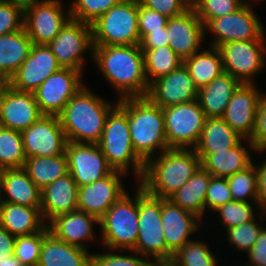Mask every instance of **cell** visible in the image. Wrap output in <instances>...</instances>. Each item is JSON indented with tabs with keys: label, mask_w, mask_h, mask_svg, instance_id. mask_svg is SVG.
Segmentation results:
<instances>
[{
	"label": "cell",
	"mask_w": 266,
	"mask_h": 266,
	"mask_svg": "<svg viewBox=\"0 0 266 266\" xmlns=\"http://www.w3.org/2000/svg\"><path fill=\"white\" fill-rule=\"evenodd\" d=\"M183 65L198 89L207 86L224 73L221 53L214 46L204 47L195 52L191 57L183 60Z\"/></svg>",
	"instance_id": "cell-34"
},
{
	"label": "cell",
	"mask_w": 266,
	"mask_h": 266,
	"mask_svg": "<svg viewBox=\"0 0 266 266\" xmlns=\"http://www.w3.org/2000/svg\"><path fill=\"white\" fill-rule=\"evenodd\" d=\"M7 84L8 82L6 81V79L0 74V93Z\"/></svg>",
	"instance_id": "cell-57"
},
{
	"label": "cell",
	"mask_w": 266,
	"mask_h": 266,
	"mask_svg": "<svg viewBox=\"0 0 266 266\" xmlns=\"http://www.w3.org/2000/svg\"><path fill=\"white\" fill-rule=\"evenodd\" d=\"M199 89L182 65L149 85L147 97L161 108L197 100Z\"/></svg>",
	"instance_id": "cell-22"
},
{
	"label": "cell",
	"mask_w": 266,
	"mask_h": 266,
	"mask_svg": "<svg viewBox=\"0 0 266 266\" xmlns=\"http://www.w3.org/2000/svg\"><path fill=\"white\" fill-rule=\"evenodd\" d=\"M26 159L21 132L0 126V168H22Z\"/></svg>",
	"instance_id": "cell-38"
},
{
	"label": "cell",
	"mask_w": 266,
	"mask_h": 266,
	"mask_svg": "<svg viewBox=\"0 0 266 266\" xmlns=\"http://www.w3.org/2000/svg\"><path fill=\"white\" fill-rule=\"evenodd\" d=\"M84 73L61 68L51 74L33 93L43 115L59 116L68 101L83 87Z\"/></svg>",
	"instance_id": "cell-14"
},
{
	"label": "cell",
	"mask_w": 266,
	"mask_h": 266,
	"mask_svg": "<svg viewBox=\"0 0 266 266\" xmlns=\"http://www.w3.org/2000/svg\"><path fill=\"white\" fill-rule=\"evenodd\" d=\"M16 237L0 225V261L14 255Z\"/></svg>",
	"instance_id": "cell-54"
},
{
	"label": "cell",
	"mask_w": 266,
	"mask_h": 266,
	"mask_svg": "<svg viewBox=\"0 0 266 266\" xmlns=\"http://www.w3.org/2000/svg\"><path fill=\"white\" fill-rule=\"evenodd\" d=\"M169 47L182 59L191 57L203 47L205 25L191 6L183 14L168 18L166 24Z\"/></svg>",
	"instance_id": "cell-19"
},
{
	"label": "cell",
	"mask_w": 266,
	"mask_h": 266,
	"mask_svg": "<svg viewBox=\"0 0 266 266\" xmlns=\"http://www.w3.org/2000/svg\"><path fill=\"white\" fill-rule=\"evenodd\" d=\"M62 0H40L24 11L23 27L33 44L48 45L71 19Z\"/></svg>",
	"instance_id": "cell-13"
},
{
	"label": "cell",
	"mask_w": 266,
	"mask_h": 266,
	"mask_svg": "<svg viewBox=\"0 0 266 266\" xmlns=\"http://www.w3.org/2000/svg\"><path fill=\"white\" fill-rule=\"evenodd\" d=\"M4 169L0 168V203H1V186H2V176Z\"/></svg>",
	"instance_id": "cell-59"
},
{
	"label": "cell",
	"mask_w": 266,
	"mask_h": 266,
	"mask_svg": "<svg viewBox=\"0 0 266 266\" xmlns=\"http://www.w3.org/2000/svg\"><path fill=\"white\" fill-rule=\"evenodd\" d=\"M139 2L151 10H154L167 18L183 14L191 7V0H139Z\"/></svg>",
	"instance_id": "cell-50"
},
{
	"label": "cell",
	"mask_w": 266,
	"mask_h": 266,
	"mask_svg": "<svg viewBox=\"0 0 266 266\" xmlns=\"http://www.w3.org/2000/svg\"><path fill=\"white\" fill-rule=\"evenodd\" d=\"M243 5L241 0H193L191 2V6L204 25L212 19L237 11Z\"/></svg>",
	"instance_id": "cell-44"
},
{
	"label": "cell",
	"mask_w": 266,
	"mask_h": 266,
	"mask_svg": "<svg viewBox=\"0 0 266 266\" xmlns=\"http://www.w3.org/2000/svg\"><path fill=\"white\" fill-rule=\"evenodd\" d=\"M49 232L46 225L35 234L16 237L14 255L24 266H38L43 239Z\"/></svg>",
	"instance_id": "cell-42"
},
{
	"label": "cell",
	"mask_w": 266,
	"mask_h": 266,
	"mask_svg": "<svg viewBox=\"0 0 266 266\" xmlns=\"http://www.w3.org/2000/svg\"><path fill=\"white\" fill-rule=\"evenodd\" d=\"M162 226L164 239L168 247V263L174 254L186 243L194 240L193 233H197L202 221L197 215L181 209L169 199H162Z\"/></svg>",
	"instance_id": "cell-21"
},
{
	"label": "cell",
	"mask_w": 266,
	"mask_h": 266,
	"mask_svg": "<svg viewBox=\"0 0 266 266\" xmlns=\"http://www.w3.org/2000/svg\"><path fill=\"white\" fill-rule=\"evenodd\" d=\"M141 50L144 54L145 74L149 85L183 65V60L169 46Z\"/></svg>",
	"instance_id": "cell-36"
},
{
	"label": "cell",
	"mask_w": 266,
	"mask_h": 266,
	"mask_svg": "<svg viewBox=\"0 0 266 266\" xmlns=\"http://www.w3.org/2000/svg\"><path fill=\"white\" fill-rule=\"evenodd\" d=\"M78 186L68 172L41 190V214L48 224L56 216L77 208Z\"/></svg>",
	"instance_id": "cell-26"
},
{
	"label": "cell",
	"mask_w": 266,
	"mask_h": 266,
	"mask_svg": "<svg viewBox=\"0 0 266 266\" xmlns=\"http://www.w3.org/2000/svg\"><path fill=\"white\" fill-rule=\"evenodd\" d=\"M212 175L200 166L190 180L185 183L169 200L181 209L187 210L202 219L206 212V192Z\"/></svg>",
	"instance_id": "cell-32"
},
{
	"label": "cell",
	"mask_w": 266,
	"mask_h": 266,
	"mask_svg": "<svg viewBox=\"0 0 266 266\" xmlns=\"http://www.w3.org/2000/svg\"><path fill=\"white\" fill-rule=\"evenodd\" d=\"M0 225L13 236H27L41 231L47 224L40 207H27L1 201Z\"/></svg>",
	"instance_id": "cell-28"
},
{
	"label": "cell",
	"mask_w": 266,
	"mask_h": 266,
	"mask_svg": "<svg viewBox=\"0 0 266 266\" xmlns=\"http://www.w3.org/2000/svg\"><path fill=\"white\" fill-rule=\"evenodd\" d=\"M200 166L201 160L194 149L170 148L145 163L138 183L151 196L169 199Z\"/></svg>",
	"instance_id": "cell-3"
},
{
	"label": "cell",
	"mask_w": 266,
	"mask_h": 266,
	"mask_svg": "<svg viewBox=\"0 0 266 266\" xmlns=\"http://www.w3.org/2000/svg\"><path fill=\"white\" fill-rule=\"evenodd\" d=\"M241 84L239 80L224 72L199 89L197 101L205 117H222L230 98Z\"/></svg>",
	"instance_id": "cell-29"
},
{
	"label": "cell",
	"mask_w": 266,
	"mask_h": 266,
	"mask_svg": "<svg viewBox=\"0 0 266 266\" xmlns=\"http://www.w3.org/2000/svg\"><path fill=\"white\" fill-rule=\"evenodd\" d=\"M230 201H233V198L227 178L212 176L205 197L206 212H213Z\"/></svg>",
	"instance_id": "cell-46"
},
{
	"label": "cell",
	"mask_w": 266,
	"mask_h": 266,
	"mask_svg": "<svg viewBox=\"0 0 266 266\" xmlns=\"http://www.w3.org/2000/svg\"><path fill=\"white\" fill-rule=\"evenodd\" d=\"M23 168L30 179L42 190L68 173L67 157L65 153L55 157L34 156L25 160Z\"/></svg>",
	"instance_id": "cell-35"
},
{
	"label": "cell",
	"mask_w": 266,
	"mask_h": 266,
	"mask_svg": "<svg viewBox=\"0 0 266 266\" xmlns=\"http://www.w3.org/2000/svg\"><path fill=\"white\" fill-rule=\"evenodd\" d=\"M243 5L237 11L210 20L205 34L213 37L208 46L219 47L224 43L250 40H266L265 28L253 8Z\"/></svg>",
	"instance_id": "cell-9"
},
{
	"label": "cell",
	"mask_w": 266,
	"mask_h": 266,
	"mask_svg": "<svg viewBox=\"0 0 266 266\" xmlns=\"http://www.w3.org/2000/svg\"><path fill=\"white\" fill-rule=\"evenodd\" d=\"M42 116L33 93L15 90L8 84L1 91V127L23 132Z\"/></svg>",
	"instance_id": "cell-20"
},
{
	"label": "cell",
	"mask_w": 266,
	"mask_h": 266,
	"mask_svg": "<svg viewBox=\"0 0 266 266\" xmlns=\"http://www.w3.org/2000/svg\"><path fill=\"white\" fill-rule=\"evenodd\" d=\"M105 81L111 84L118 100L146 97L149 83L145 74L144 54L138 45L93 46L91 60Z\"/></svg>",
	"instance_id": "cell-1"
},
{
	"label": "cell",
	"mask_w": 266,
	"mask_h": 266,
	"mask_svg": "<svg viewBox=\"0 0 266 266\" xmlns=\"http://www.w3.org/2000/svg\"><path fill=\"white\" fill-rule=\"evenodd\" d=\"M0 266H24V265L15 255H12L8 259L0 261Z\"/></svg>",
	"instance_id": "cell-56"
},
{
	"label": "cell",
	"mask_w": 266,
	"mask_h": 266,
	"mask_svg": "<svg viewBox=\"0 0 266 266\" xmlns=\"http://www.w3.org/2000/svg\"><path fill=\"white\" fill-rule=\"evenodd\" d=\"M49 231L57 239L69 245L80 247L88 251V242L96 238L95 225L99 220L80 210L61 214L52 219L48 224Z\"/></svg>",
	"instance_id": "cell-24"
},
{
	"label": "cell",
	"mask_w": 266,
	"mask_h": 266,
	"mask_svg": "<svg viewBox=\"0 0 266 266\" xmlns=\"http://www.w3.org/2000/svg\"><path fill=\"white\" fill-rule=\"evenodd\" d=\"M21 134L26 158L55 157L65 153L67 139L59 116L43 115Z\"/></svg>",
	"instance_id": "cell-15"
},
{
	"label": "cell",
	"mask_w": 266,
	"mask_h": 266,
	"mask_svg": "<svg viewBox=\"0 0 266 266\" xmlns=\"http://www.w3.org/2000/svg\"><path fill=\"white\" fill-rule=\"evenodd\" d=\"M226 178L234 201L258 202L256 169L253 164Z\"/></svg>",
	"instance_id": "cell-41"
},
{
	"label": "cell",
	"mask_w": 266,
	"mask_h": 266,
	"mask_svg": "<svg viewBox=\"0 0 266 266\" xmlns=\"http://www.w3.org/2000/svg\"><path fill=\"white\" fill-rule=\"evenodd\" d=\"M109 165L116 171L129 175L139 182L144 174L145 162L136 154L131 143L128 123V98L118 100L109 113L103 133L97 143ZM132 169V172L130 171Z\"/></svg>",
	"instance_id": "cell-4"
},
{
	"label": "cell",
	"mask_w": 266,
	"mask_h": 266,
	"mask_svg": "<svg viewBox=\"0 0 266 266\" xmlns=\"http://www.w3.org/2000/svg\"><path fill=\"white\" fill-rule=\"evenodd\" d=\"M104 253H92V266H152L154 263L134 251H126L122 254L120 250H108ZM131 252V253H130Z\"/></svg>",
	"instance_id": "cell-45"
},
{
	"label": "cell",
	"mask_w": 266,
	"mask_h": 266,
	"mask_svg": "<svg viewBox=\"0 0 266 266\" xmlns=\"http://www.w3.org/2000/svg\"><path fill=\"white\" fill-rule=\"evenodd\" d=\"M65 154L68 172L78 187L91 184L114 171L97 144L67 142Z\"/></svg>",
	"instance_id": "cell-16"
},
{
	"label": "cell",
	"mask_w": 266,
	"mask_h": 266,
	"mask_svg": "<svg viewBox=\"0 0 266 266\" xmlns=\"http://www.w3.org/2000/svg\"><path fill=\"white\" fill-rule=\"evenodd\" d=\"M1 201L27 207H41V190L23 167L4 169Z\"/></svg>",
	"instance_id": "cell-27"
},
{
	"label": "cell",
	"mask_w": 266,
	"mask_h": 266,
	"mask_svg": "<svg viewBox=\"0 0 266 266\" xmlns=\"http://www.w3.org/2000/svg\"><path fill=\"white\" fill-rule=\"evenodd\" d=\"M62 68L84 72L85 53L93 59L92 28L88 23L70 19L48 44Z\"/></svg>",
	"instance_id": "cell-12"
},
{
	"label": "cell",
	"mask_w": 266,
	"mask_h": 266,
	"mask_svg": "<svg viewBox=\"0 0 266 266\" xmlns=\"http://www.w3.org/2000/svg\"><path fill=\"white\" fill-rule=\"evenodd\" d=\"M258 216L252 221L226 230V240L229 242L230 246H234L235 250L247 252L254 246L261 230L265 227L263 225H265L266 211L259 212Z\"/></svg>",
	"instance_id": "cell-39"
},
{
	"label": "cell",
	"mask_w": 266,
	"mask_h": 266,
	"mask_svg": "<svg viewBox=\"0 0 266 266\" xmlns=\"http://www.w3.org/2000/svg\"><path fill=\"white\" fill-rule=\"evenodd\" d=\"M32 46L24 27L0 36V74L7 82L29 56Z\"/></svg>",
	"instance_id": "cell-31"
},
{
	"label": "cell",
	"mask_w": 266,
	"mask_h": 266,
	"mask_svg": "<svg viewBox=\"0 0 266 266\" xmlns=\"http://www.w3.org/2000/svg\"><path fill=\"white\" fill-rule=\"evenodd\" d=\"M116 100H104L83 85L59 115L67 142L97 144L109 113L118 105Z\"/></svg>",
	"instance_id": "cell-2"
},
{
	"label": "cell",
	"mask_w": 266,
	"mask_h": 266,
	"mask_svg": "<svg viewBox=\"0 0 266 266\" xmlns=\"http://www.w3.org/2000/svg\"><path fill=\"white\" fill-rule=\"evenodd\" d=\"M248 266H266V226L261 230L254 246L246 252Z\"/></svg>",
	"instance_id": "cell-51"
},
{
	"label": "cell",
	"mask_w": 266,
	"mask_h": 266,
	"mask_svg": "<svg viewBox=\"0 0 266 266\" xmlns=\"http://www.w3.org/2000/svg\"><path fill=\"white\" fill-rule=\"evenodd\" d=\"M168 34L166 26L161 30L152 31L145 35L139 43L140 49H155L162 46H168Z\"/></svg>",
	"instance_id": "cell-53"
},
{
	"label": "cell",
	"mask_w": 266,
	"mask_h": 266,
	"mask_svg": "<svg viewBox=\"0 0 266 266\" xmlns=\"http://www.w3.org/2000/svg\"><path fill=\"white\" fill-rule=\"evenodd\" d=\"M243 137L234 131L222 117L206 118L194 150L196 153H215L236 146Z\"/></svg>",
	"instance_id": "cell-33"
},
{
	"label": "cell",
	"mask_w": 266,
	"mask_h": 266,
	"mask_svg": "<svg viewBox=\"0 0 266 266\" xmlns=\"http://www.w3.org/2000/svg\"><path fill=\"white\" fill-rule=\"evenodd\" d=\"M254 206H256L257 209ZM261 211L262 210L259 208L258 202H240L233 200L218 207L213 211V213H217L219 215L217 216L221 221L219 223L225 227L224 231H226L232 227L252 221Z\"/></svg>",
	"instance_id": "cell-40"
},
{
	"label": "cell",
	"mask_w": 266,
	"mask_h": 266,
	"mask_svg": "<svg viewBox=\"0 0 266 266\" xmlns=\"http://www.w3.org/2000/svg\"><path fill=\"white\" fill-rule=\"evenodd\" d=\"M138 184V237L132 250L153 263H168V247L162 226V199L151 196Z\"/></svg>",
	"instance_id": "cell-7"
},
{
	"label": "cell",
	"mask_w": 266,
	"mask_h": 266,
	"mask_svg": "<svg viewBox=\"0 0 266 266\" xmlns=\"http://www.w3.org/2000/svg\"><path fill=\"white\" fill-rule=\"evenodd\" d=\"M251 150L253 153H258L254 145L248 139L243 138L236 146L228 150L196 154L201 160V166L213 177L226 178L252 165L255 159H252Z\"/></svg>",
	"instance_id": "cell-25"
},
{
	"label": "cell",
	"mask_w": 266,
	"mask_h": 266,
	"mask_svg": "<svg viewBox=\"0 0 266 266\" xmlns=\"http://www.w3.org/2000/svg\"><path fill=\"white\" fill-rule=\"evenodd\" d=\"M259 153L266 151V93L261 91L255 117V127L248 139Z\"/></svg>",
	"instance_id": "cell-48"
},
{
	"label": "cell",
	"mask_w": 266,
	"mask_h": 266,
	"mask_svg": "<svg viewBox=\"0 0 266 266\" xmlns=\"http://www.w3.org/2000/svg\"><path fill=\"white\" fill-rule=\"evenodd\" d=\"M168 18L154 10L144 7L138 0V30L140 40L152 31L161 30Z\"/></svg>",
	"instance_id": "cell-49"
},
{
	"label": "cell",
	"mask_w": 266,
	"mask_h": 266,
	"mask_svg": "<svg viewBox=\"0 0 266 266\" xmlns=\"http://www.w3.org/2000/svg\"><path fill=\"white\" fill-rule=\"evenodd\" d=\"M162 109L168 147L194 149L206 119L198 101L194 100Z\"/></svg>",
	"instance_id": "cell-10"
},
{
	"label": "cell",
	"mask_w": 266,
	"mask_h": 266,
	"mask_svg": "<svg viewBox=\"0 0 266 266\" xmlns=\"http://www.w3.org/2000/svg\"><path fill=\"white\" fill-rule=\"evenodd\" d=\"M128 123L133 149L145 163L158 153L170 149L165 134L163 109L147 96L128 98Z\"/></svg>",
	"instance_id": "cell-5"
},
{
	"label": "cell",
	"mask_w": 266,
	"mask_h": 266,
	"mask_svg": "<svg viewBox=\"0 0 266 266\" xmlns=\"http://www.w3.org/2000/svg\"><path fill=\"white\" fill-rule=\"evenodd\" d=\"M61 68L48 45L33 44L29 56L9 79L8 85L18 91L34 93L51 74Z\"/></svg>",
	"instance_id": "cell-18"
},
{
	"label": "cell",
	"mask_w": 266,
	"mask_h": 266,
	"mask_svg": "<svg viewBox=\"0 0 266 266\" xmlns=\"http://www.w3.org/2000/svg\"><path fill=\"white\" fill-rule=\"evenodd\" d=\"M38 266H92V252L69 245L49 232L43 239Z\"/></svg>",
	"instance_id": "cell-30"
},
{
	"label": "cell",
	"mask_w": 266,
	"mask_h": 266,
	"mask_svg": "<svg viewBox=\"0 0 266 266\" xmlns=\"http://www.w3.org/2000/svg\"><path fill=\"white\" fill-rule=\"evenodd\" d=\"M91 28L93 46L138 45V0H121Z\"/></svg>",
	"instance_id": "cell-8"
},
{
	"label": "cell",
	"mask_w": 266,
	"mask_h": 266,
	"mask_svg": "<svg viewBox=\"0 0 266 266\" xmlns=\"http://www.w3.org/2000/svg\"><path fill=\"white\" fill-rule=\"evenodd\" d=\"M197 239L186 243L173 256L172 266H218L219 260L215 252L209 248V243Z\"/></svg>",
	"instance_id": "cell-37"
},
{
	"label": "cell",
	"mask_w": 266,
	"mask_h": 266,
	"mask_svg": "<svg viewBox=\"0 0 266 266\" xmlns=\"http://www.w3.org/2000/svg\"><path fill=\"white\" fill-rule=\"evenodd\" d=\"M5 2L11 3L12 5L20 8L23 12L31 8L40 0H3Z\"/></svg>",
	"instance_id": "cell-55"
},
{
	"label": "cell",
	"mask_w": 266,
	"mask_h": 266,
	"mask_svg": "<svg viewBox=\"0 0 266 266\" xmlns=\"http://www.w3.org/2000/svg\"><path fill=\"white\" fill-rule=\"evenodd\" d=\"M125 176L128 175L114 170L100 180L78 187V210L93 215L100 220L108 209L127 192L121 179Z\"/></svg>",
	"instance_id": "cell-17"
},
{
	"label": "cell",
	"mask_w": 266,
	"mask_h": 266,
	"mask_svg": "<svg viewBox=\"0 0 266 266\" xmlns=\"http://www.w3.org/2000/svg\"><path fill=\"white\" fill-rule=\"evenodd\" d=\"M121 0H74L71 2V19L92 24Z\"/></svg>",
	"instance_id": "cell-43"
},
{
	"label": "cell",
	"mask_w": 266,
	"mask_h": 266,
	"mask_svg": "<svg viewBox=\"0 0 266 266\" xmlns=\"http://www.w3.org/2000/svg\"><path fill=\"white\" fill-rule=\"evenodd\" d=\"M260 161V164H255L254 168L256 169V183H257V198L258 205L262 211H266V159ZM262 162V163H261Z\"/></svg>",
	"instance_id": "cell-52"
},
{
	"label": "cell",
	"mask_w": 266,
	"mask_h": 266,
	"mask_svg": "<svg viewBox=\"0 0 266 266\" xmlns=\"http://www.w3.org/2000/svg\"><path fill=\"white\" fill-rule=\"evenodd\" d=\"M134 197L128 191L99 220V239L108 250L132 251L138 237V185Z\"/></svg>",
	"instance_id": "cell-6"
},
{
	"label": "cell",
	"mask_w": 266,
	"mask_h": 266,
	"mask_svg": "<svg viewBox=\"0 0 266 266\" xmlns=\"http://www.w3.org/2000/svg\"><path fill=\"white\" fill-rule=\"evenodd\" d=\"M223 70L243 84H254L266 66V40L224 43L218 47Z\"/></svg>",
	"instance_id": "cell-11"
},
{
	"label": "cell",
	"mask_w": 266,
	"mask_h": 266,
	"mask_svg": "<svg viewBox=\"0 0 266 266\" xmlns=\"http://www.w3.org/2000/svg\"><path fill=\"white\" fill-rule=\"evenodd\" d=\"M24 12L11 3L0 0V36L23 28Z\"/></svg>",
	"instance_id": "cell-47"
},
{
	"label": "cell",
	"mask_w": 266,
	"mask_h": 266,
	"mask_svg": "<svg viewBox=\"0 0 266 266\" xmlns=\"http://www.w3.org/2000/svg\"><path fill=\"white\" fill-rule=\"evenodd\" d=\"M257 84H241L230 98L222 119L241 137L249 139L255 127L261 90Z\"/></svg>",
	"instance_id": "cell-23"
},
{
	"label": "cell",
	"mask_w": 266,
	"mask_h": 266,
	"mask_svg": "<svg viewBox=\"0 0 266 266\" xmlns=\"http://www.w3.org/2000/svg\"><path fill=\"white\" fill-rule=\"evenodd\" d=\"M241 1L244 5H253L254 3L257 4V2L259 3L260 1H264V0H248V1L247 0H241Z\"/></svg>",
	"instance_id": "cell-58"
},
{
	"label": "cell",
	"mask_w": 266,
	"mask_h": 266,
	"mask_svg": "<svg viewBox=\"0 0 266 266\" xmlns=\"http://www.w3.org/2000/svg\"><path fill=\"white\" fill-rule=\"evenodd\" d=\"M152 266H172L170 263H154Z\"/></svg>",
	"instance_id": "cell-60"
}]
</instances>
